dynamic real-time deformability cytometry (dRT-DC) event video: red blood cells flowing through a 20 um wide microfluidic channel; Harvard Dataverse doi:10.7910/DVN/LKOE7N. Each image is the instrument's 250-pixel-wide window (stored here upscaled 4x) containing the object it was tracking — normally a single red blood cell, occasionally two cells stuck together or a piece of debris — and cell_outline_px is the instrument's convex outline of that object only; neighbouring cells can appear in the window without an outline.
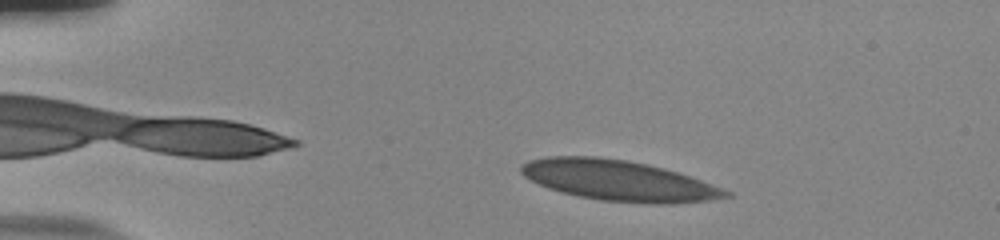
{"species": "human", "species_latin": "Homo sapiens", "temperature_condition": "room temperature", "stored_images_in_passage": 49, "camera_frame_rate_fps": 3000, "um_per_image_px": 0.085, "donor": {"sex": "male"}, "frame": {"image": 1, "passage_image": 6, "time_ms": 1.667, "image_size_px": [1000, 240], "cell_outline_px": [[732, 196], [708, 200], [672, 204], [656, 204], [600, 200], [580, 196], [548, 188], [524, 176], [520, 172], [520, 164], [528, 160], [548, 156], [596, 156], [624, 160], [664, 168], [724, 188], [732, 192]], "centroid_in_image_um": [52.58, 15.34], "position_along_channel_um": 32.4, "area_um2": 47.97}}
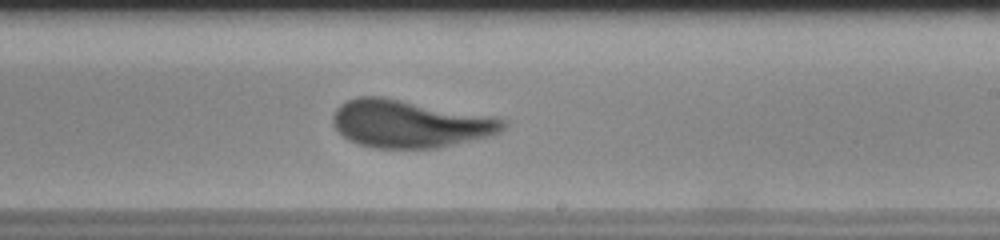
{"frame": {"image": 2, "passage_image": 29, "time_ms": 9.333, "image_size_px": [1000, 240], "cell_outline_px": [[508, 124], [500, 132], [492, 136], [440, 148], [372, 148], [348, 140], [332, 124], [332, 116], [336, 108], [340, 104], [356, 96], [384, 96], [492, 116], [504, 120]], "centroid_in_image_um": [34.84, 10.52], "position_along_channel_um": 254.2, "area_um2": 47.69}}
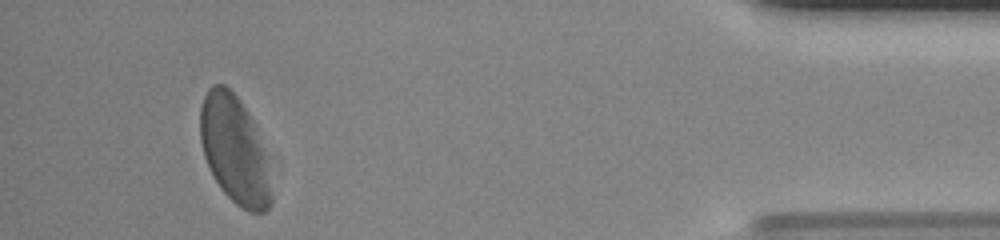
{"frame": {"image": 3, "passage_image": 46, "time_ms": 15.0, "image_size_px": [1000, 240], "cell_outline_px": [[280, 168], [272, 204], [264, 212], [248, 212], [240, 208], [220, 188], [204, 156], [200, 140], [200, 108], [204, 96], [208, 88], [212, 84], [224, 84], [240, 100], [280, 160]], "centroid_in_image_um": [20.19, 12.82], "position_along_channel_um": 415.0, "area_um2": 48.61}, "authors_computed_cell_mechanics": {"area_um2": 47.685, "velocity_mm_per_s": 3.7869, "shape_relaxation_time_tau1_ms": 3.8557, "shape_relaxation_time_tau2_ms": null, "deformation_change_tau1": 0.1472, "deformation_change_tau2": null}}